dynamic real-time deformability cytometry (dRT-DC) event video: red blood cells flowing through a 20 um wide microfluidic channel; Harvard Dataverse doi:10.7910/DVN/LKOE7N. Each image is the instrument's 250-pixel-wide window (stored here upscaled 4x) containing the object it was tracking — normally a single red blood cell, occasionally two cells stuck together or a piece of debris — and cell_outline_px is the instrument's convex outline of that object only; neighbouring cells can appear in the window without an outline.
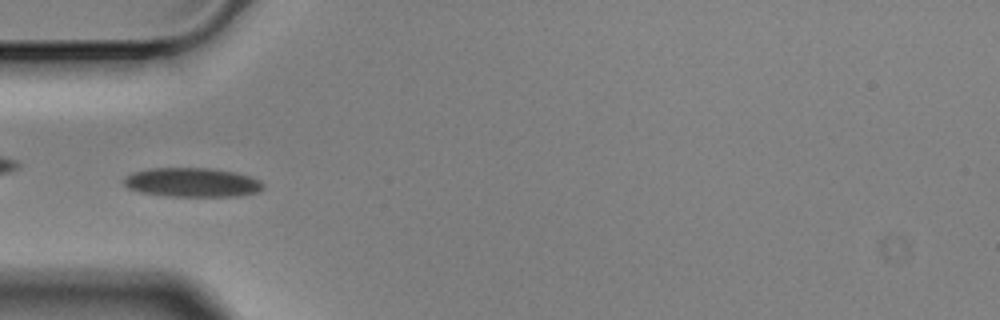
{"species": "Egyptian fruit bat (a non-hibernating species)", "species_latin": "Rousettus aegyptiacus", "temperature_condition": "cold", "stored_images_in_passage": 9, "camera_frame_rate_fps": 3000, "um_per_image_px": 0.085, "animal": {"sex": "male"}, "frame": {"image": 1, "passage_image": 4, "time_ms": 1.0, "image_size_px": [1000, 320], "cell_outline_px": [[264, 188], [256, 192], [236, 196], [168, 196], [140, 192], [128, 188], [124, 184], [124, 176], [132, 172], [148, 168], [212, 168], [236, 172], [252, 176], [260, 180], [264, 184]], "centroid_in_image_um": [16.33, 15.49], "position_along_channel_um": 68.7, "area_um2": 23.87}}
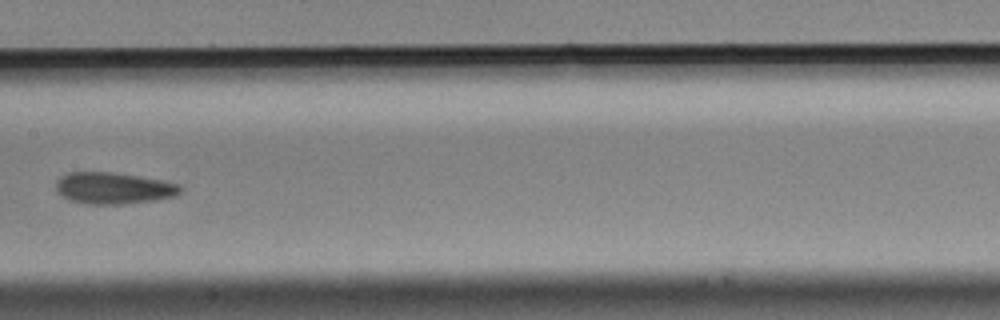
{"frame": {"image": 2, "passage_image": 7, "time_ms": 2.0, "image_size_px": [1000, 320], "cell_outline_px": [[184, 188], [176, 196], [156, 200], [120, 204], [84, 204], [68, 200], [56, 192], [56, 184], [60, 176], [68, 172], [112, 172], [140, 176], [164, 180], [180, 184]], "centroid_in_image_um": [9.66, 15.99], "position_along_channel_um": 197.7, "area_um2": 23.24}}
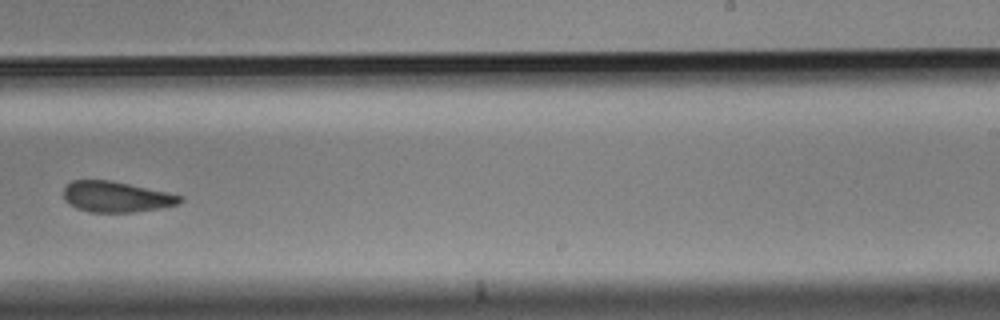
{"frame": {"image": 3, "passage_image": 9, "time_ms": 2.667, "image_size_px": [1000, 320], "cell_outline_px": [[184, 200], [180, 204], [160, 208], [132, 212], [88, 212], [76, 208], [68, 204], [64, 200], [64, 188], [72, 180], [112, 180], [168, 192], [184, 196]], "centroid_in_image_um": [9.9, 16.73], "position_along_channel_um": 279.1, "area_um2": 21.1}}